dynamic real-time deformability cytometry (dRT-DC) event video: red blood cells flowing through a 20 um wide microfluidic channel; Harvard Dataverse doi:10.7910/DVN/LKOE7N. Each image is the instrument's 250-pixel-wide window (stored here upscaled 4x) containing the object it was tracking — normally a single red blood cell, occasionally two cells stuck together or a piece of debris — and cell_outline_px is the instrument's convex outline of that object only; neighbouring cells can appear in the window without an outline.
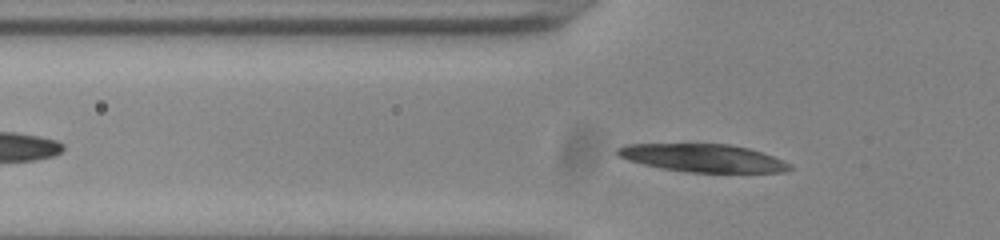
{"species": "common noctule bat (a hibernating species)", "species_latin": "Nyctalus noctula", "temperature_condition": "room temperature", "stored_images_in_passage": 44, "segment_of_instrument_passage": [1, 2], "camera_frame_rate_fps": 3000, "um_per_image_px": 0.085, "animal": {"sex": "male", "body_mass_g": 20.0, "forearm_length_mm": 53.3}, "frame": {"image": 1, "passage_image": 8, "time_ms": 2.333, "image_size_px": [1000, 240], "cell_outline_px": [[792, 168], [784, 172], [684, 172], [660, 168], [628, 160], [620, 156], [616, 152], [616, 148], [624, 144], [728, 144], [748, 148], [772, 156], [792, 164]], "centroid_in_image_um": [59.73, 13.43], "position_along_channel_um": 66.1, "area_um2": 27.86}}
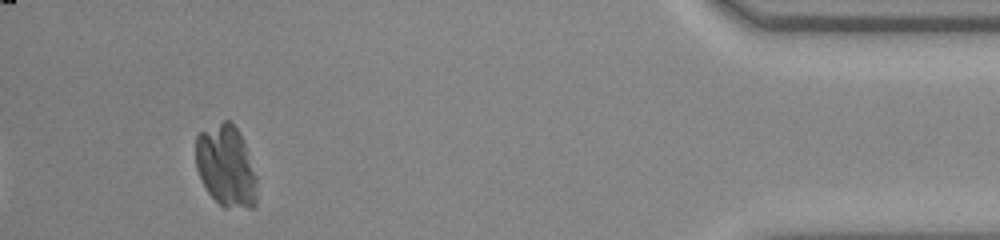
{"frame": {"image": 2, "passage_image": 40, "time_ms": 13.0, "image_size_px": [1000, 240], "cell_outline_px": [[256, 204], [252, 208], [224, 208], [208, 192], [196, 168], [196, 136], [200, 132], [224, 120], [232, 120], [240, 132], [244, 140], [256, 176]], "centroid_in_image_um": [19.23, 14.1], "position_along_channel_um": 416.0, "area_um2": 29.19}}